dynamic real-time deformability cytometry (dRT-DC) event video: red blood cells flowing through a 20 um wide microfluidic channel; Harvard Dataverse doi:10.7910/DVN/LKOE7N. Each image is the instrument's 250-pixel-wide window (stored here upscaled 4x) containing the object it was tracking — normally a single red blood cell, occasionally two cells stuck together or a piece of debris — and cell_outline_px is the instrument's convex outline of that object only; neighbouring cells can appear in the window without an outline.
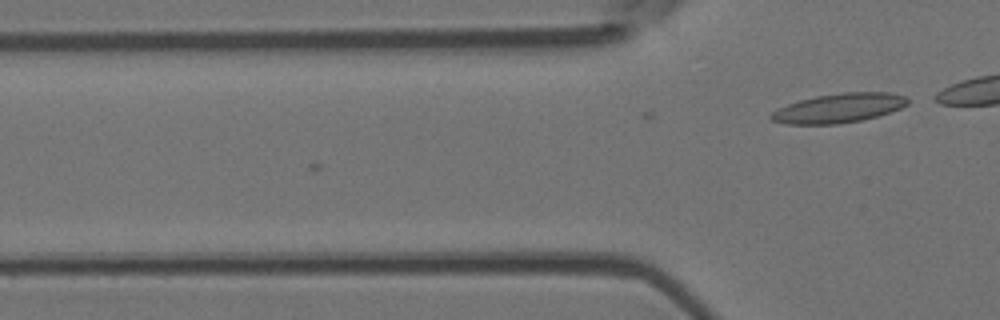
{"species": "Egyptian fruit bat (a non-hibernating species)", "species_latin": "Rousettus aegyptiacus", "temperature_condition": "room temperature", "stored_images_in_passage": 3, "camera_frame_rate_fps": 3000, "um_per_image_px": 0.085, "animal": {"sex": "female"}, "frame": {"image": 1, "passage_image": 3, "time_ms": 0.667, "image_size_px": [1000, 320], "cell_outline_px": [[908, 104], [900, 108], [876, 116], [860, 120], [836, 124], [784, 124], [772, 120], [768, 116], [772, 112], [788, 104], [800, 100], [816, 96], [844, 92], [888, 92], [904, 96], [908, 100]], "centroid_in_image_um": [71.27, 9.18], "position_along_channel_um": 54.5, "area_um2": 23.0}}